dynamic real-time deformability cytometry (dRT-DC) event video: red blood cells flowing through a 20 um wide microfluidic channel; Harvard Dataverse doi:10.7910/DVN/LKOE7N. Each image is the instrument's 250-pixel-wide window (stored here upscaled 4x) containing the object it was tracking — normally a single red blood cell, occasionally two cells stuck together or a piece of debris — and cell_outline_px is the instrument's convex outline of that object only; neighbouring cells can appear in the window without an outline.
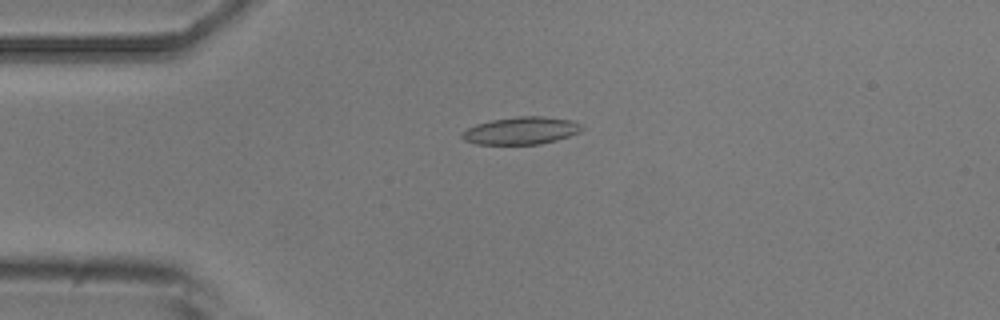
{"species": "common noctule bat (a hibernating species)", "species_latin": "Nyctalus noctula", "temperature_condition": "room temperature", "stored_images_in_passage": 5, "camera_frame_rate_fps": 3000, "um_per_image_px": 0.085, "animal": {"sex": "male", "body_mass_g": 20.5, "forearm_length_mm": 52.5}, "frame": {"image": 1, "passage_image": 4, "time_ms": 3.333, "image_size_px": [1000, 320], "cell_outline_px": [[584, 128], [580, 132], [556, 140], [540, 144], [476, 144], [464, 140], [460, 136], [460, 132], [476, 124], [492, 120], [520, 116], [544, 116], [572, 120], [584, 124]], "centroid_in_image_um": [44.32, 11.1], "position_along_channel_um": 40.7, "area_um2": 19.31}}